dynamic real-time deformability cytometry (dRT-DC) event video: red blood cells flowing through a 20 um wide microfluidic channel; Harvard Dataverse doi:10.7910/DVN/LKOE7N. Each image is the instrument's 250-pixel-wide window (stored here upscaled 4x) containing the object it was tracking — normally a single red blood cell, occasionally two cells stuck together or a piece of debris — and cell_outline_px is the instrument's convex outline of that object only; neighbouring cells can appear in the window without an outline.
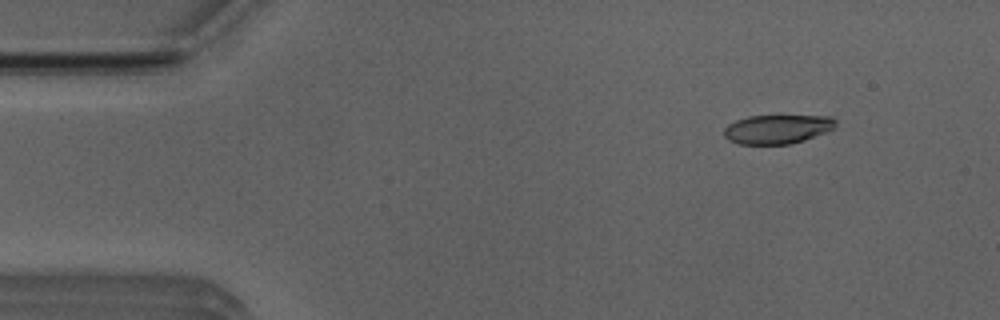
{"species": "Egyptian fruit bat (a non-hibernating species)", "species_latin": "Rousettus aegyptiacus", "temperature_condition": "room temperature", "stored_images_in_passage": 46, "camera_frame_rate_fps": 3000, "um_per_image_px": 0.085, "animal": {"sex": "male"}, "frame": {"image": 1, "passage_image": 2, "time_ms": 0.333, "image_size_px": [1000, 320], "cell_outline_px": [[836, 128], [828, 132], [804, 140], [788, 144], [740, 144], [728, 140], [724, 136], [724, 128], [728, 124], [736, 120], [748, 116], [832, 116], [836, 120]], "centroid_in_image_um": [66.1, 10.98], "position_along_channel_um": 18.9, "area_um2": 19.02}}
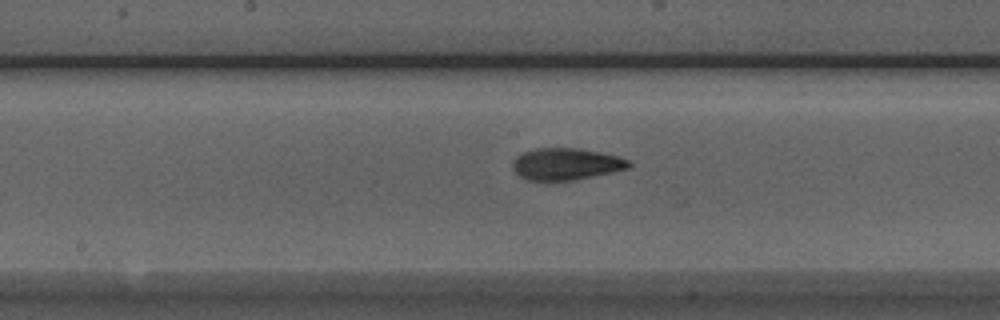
{"frame": {"image": 2, "passage_image": 22, "time_ms": 7.0, "image_size_px": [1000, 320], "cell_outline_px": [[632, 164], [628, 168], [612, 172], [572, 180], [528, 180], [520, 176], [512, 168], [512, 160], [516, 156], [524, 152], [536, 148], [576, 148], [600, 152], [620, 156], [628, 160]], "centroid_in_image_um": [48.1, 13.93], "position_along_channel_um": 200.1, "area_um2": 21.44}}
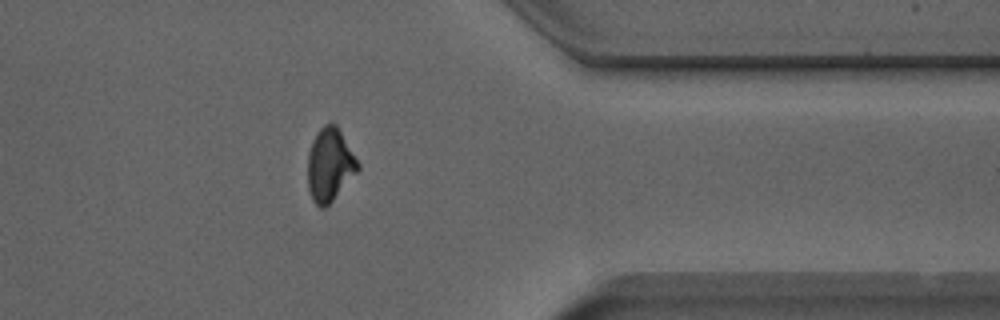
{"frame": {"image": 3, "passage_image": 37, "time_ms": 12.0, "image_size_px": [1000, 320], "cell_outline_px": [[360, 168], [332, 200], [324, 208], [320, 208], [312, 200], [308, 188], [308, 156], [312, 140], [316, 132], [324, 124], [336, 124], [360, 164]], "centroid_in_image_um": [28.02, 14.0], "position_along_channel_um": 383.4, "area_um2": 21.1}, "authors_computed_cell_mechanics": {"area_um2": 21.2704, "velocity_mm_per_s": 3.9812, "shape_relaxation_time_tau1_ms": 4.9031, "shape_relaxation_time_tau2_ms": 1.9944, "deformation_change_tau1": 0.1575, "deformation_change_tau2": 0.0803}}